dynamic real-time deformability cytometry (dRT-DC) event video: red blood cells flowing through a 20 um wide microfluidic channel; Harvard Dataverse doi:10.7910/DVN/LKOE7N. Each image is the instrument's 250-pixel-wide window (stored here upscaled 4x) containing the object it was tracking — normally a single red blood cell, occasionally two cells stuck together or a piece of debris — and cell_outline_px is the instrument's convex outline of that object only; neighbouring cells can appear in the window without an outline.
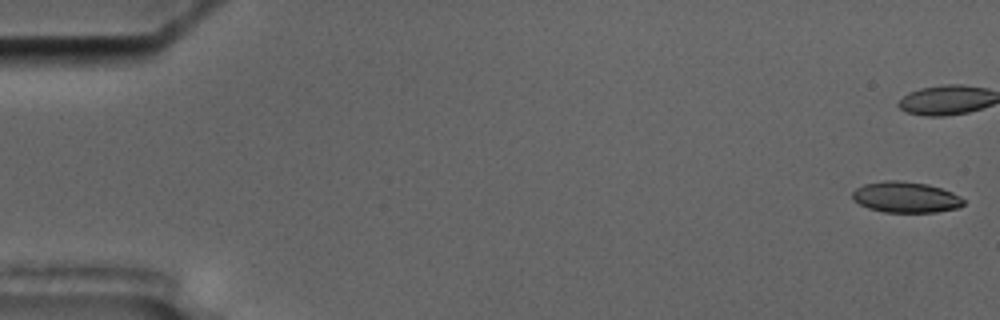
{"species": "common noctule bat (a hibernating species)", "species_latin": "Nyctalus noctula", "temperature_condition": "cold", "stored_images_in_passage": 6, "camera_frame_rate_fps": 3000, "um_per_image_px": 0.085, "animal": {"sex": "male", "body_mass_g": 17.5, "forearm_length_mm": 52.3}, "frame": {"image": 1, "passage_image": 1, "time_ms": 0.0, "image_size_px": [1000, 320], "cell_outline_px": [[964, 204], [960, 208], [936, 212], [884, 212], [868, 208], [860, 204], [852, 196], [852, 192], [856, 188], [864, 184], [884, 180], [900, 180], [928, 184], [952, 192], [960, 196], [964, 200]], "centroid_in_image_um": [77.01, 16.76], "position_along_channel_um": 8.0, "area_um2": 20.06}}